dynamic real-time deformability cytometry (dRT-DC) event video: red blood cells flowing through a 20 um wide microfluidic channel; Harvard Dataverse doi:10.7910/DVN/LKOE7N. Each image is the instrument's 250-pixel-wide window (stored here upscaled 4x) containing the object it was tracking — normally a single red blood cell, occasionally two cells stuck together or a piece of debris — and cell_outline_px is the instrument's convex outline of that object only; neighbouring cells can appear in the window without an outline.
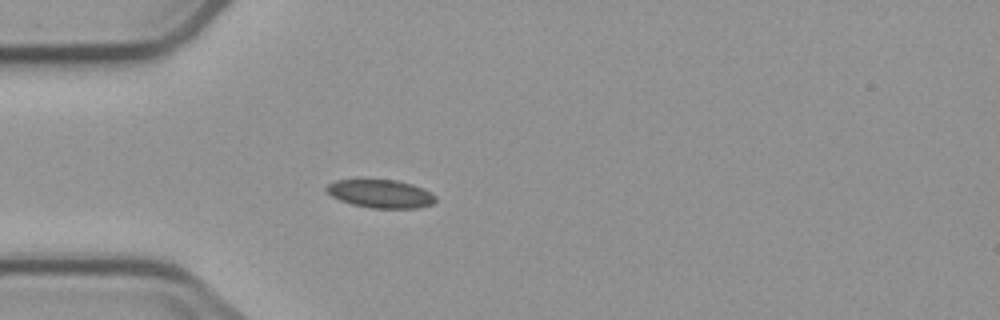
{"species": "common noctule bat (a hibernating species)", "species_latin": "Nyctalus noctula", "temperature_condition": "cold", "stored_images_in_passage": 4, "camera_frame_rate_fps": 3000, "um_per_image_px": 0.085, "animal": {"sex": "male", "body_mass_g": 23.1, "forearm_length_mm": 52.7}, "frame": {"image": 1, "passage_image": 4, "time_ms": 3.667, "image_size_px": [1000, 320], "cell_outline_px": [[436, 200], [432, 204], [416, 208], [372, 208], [352, 204], [340, 200], [332, 196], [324, 188], [328, 184], [336, 180], [396, 180], [412, 184], [424, 188], [436, 196]], "centroid_in_image_um": [32.37, 16.47], "position_along_channel_um": 52.6, "area_um2": 17.86}}